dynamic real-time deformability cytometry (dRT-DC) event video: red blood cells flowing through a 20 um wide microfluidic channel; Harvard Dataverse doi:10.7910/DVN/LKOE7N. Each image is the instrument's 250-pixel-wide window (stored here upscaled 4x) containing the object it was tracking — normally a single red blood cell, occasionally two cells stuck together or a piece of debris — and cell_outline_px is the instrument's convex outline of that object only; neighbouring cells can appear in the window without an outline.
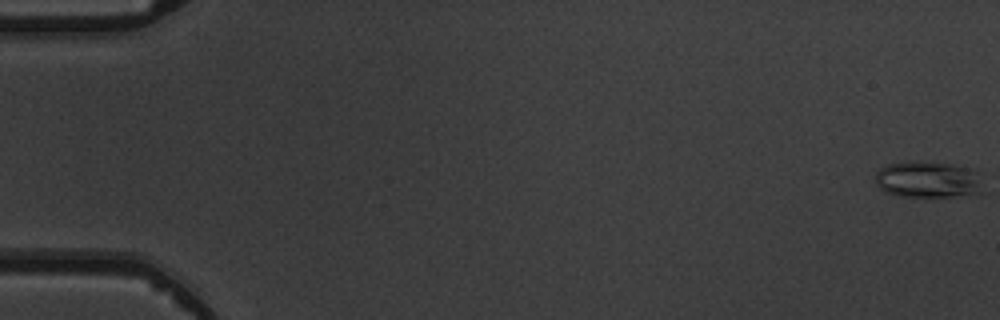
{"species": "common noctule bat (a hibernating species)", "species_latin": "Nyctalus noctula", "temperature_condition": "warm", "stored_images_in_passage": 5, "camera_frame_rate_fps": 3000, "um_per_image_px": 0.085, "animal": {"sex": "male", "body_mass_g": 19.5, "forearm_length_mm": 54.6}, "frame": {"image": 1, "passage_image": 1, "time_ms": 0.0, "image_size_px": [1000, 320], "cell_outline_px": [[980, 192], [952, 196], [896, 196], [884, 192], [876, 184], [876, 172], [880, 168], [888, 164], [908, 160], [916, 160], [956, 164], [972, 168], [976, 172], [980, 188]], "centroid_in_image_um": [78.79, 15.23], "position_along_channel_um": 6.2, "area_um2": 22.95}}
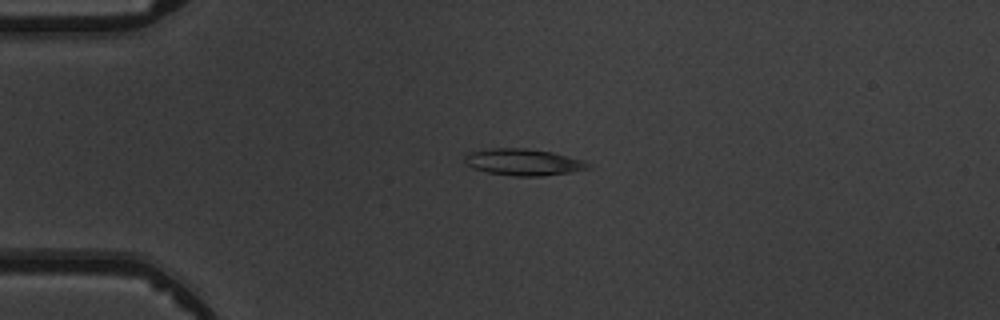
{"frame": {"image": 2, "passage_image": 4, "time_ms": 4.333, "image_size_px": [1000, 320], "cell_outline_px": [[592, 168], [568, 172], [540, 176], [516, 176], [488, 172], [472, 168], [464, 164], [464, 156], [468, 152], [488, 148], [524, 148], [552, 152], [584, 160]], "centroid_in_image_um": [44.43, 13.77], "position_along_channel_um": 40.6, "area_um2": 19.13}}